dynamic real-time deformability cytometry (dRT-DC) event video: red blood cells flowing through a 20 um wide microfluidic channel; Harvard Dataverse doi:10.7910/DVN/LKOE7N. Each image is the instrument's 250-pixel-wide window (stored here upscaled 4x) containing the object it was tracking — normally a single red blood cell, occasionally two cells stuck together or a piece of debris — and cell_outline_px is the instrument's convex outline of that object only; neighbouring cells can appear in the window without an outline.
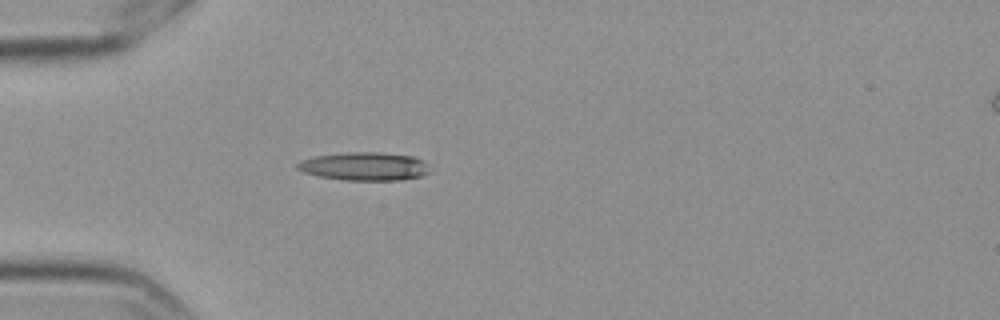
{"species": "Egyptian fruit bat (a non-hibernating species)", "species_latin": "Rousettus aegyptiacus", "temperature_condition": "cold", "stored_images_in_passage": 1, "camera_frame_rate_fps": 3000, "um_per_image_px": 0.085, "frame": {"image": 1, "passage_image": 1, "time_ms": 0.0, "image_size_px": [1000, 320], "cell_outline_px": [[432, 172], [420, 176], [400, 180], [344, 180], [320, 176], [304, 172], [296, 168], [296, 164], [300, 160], [316, 156], [344, 152], [376, 152], [412, 156], [424, 160]], "centroid_in_image_um": [31.0, 14.13], "position_along_channel_um": 54.0, "area_um2": 21.85}}